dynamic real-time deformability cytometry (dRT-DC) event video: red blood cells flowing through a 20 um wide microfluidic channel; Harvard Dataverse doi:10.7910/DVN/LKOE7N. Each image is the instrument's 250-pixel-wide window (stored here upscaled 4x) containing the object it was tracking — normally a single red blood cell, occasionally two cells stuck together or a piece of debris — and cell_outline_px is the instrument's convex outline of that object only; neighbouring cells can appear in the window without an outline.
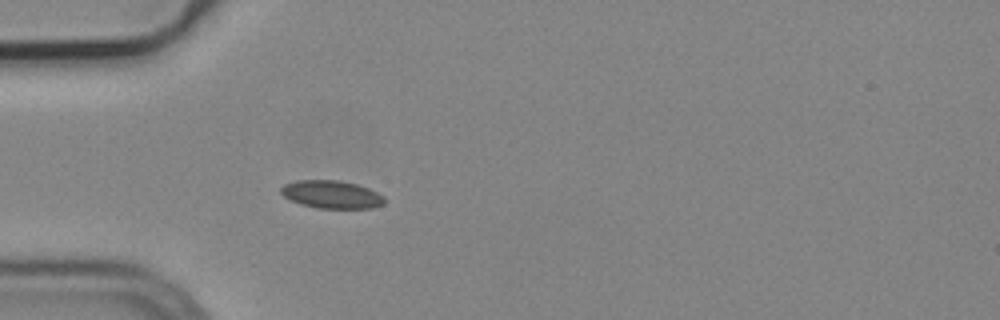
{"species": "common noctule bat (a hibernating species)", "species_latin": "Nyctalus noctula", "temperature_condition": "cold", "stored_images_in_passage": 39, "camera_frame_rate_fps": 3000, "um_per_image_px": 0.085, "animal": {"sex": "male", "body_mass_g": 19.2, "forearm_length_mm": 51.8}, "frame": {"image": 1, "passage_image": 1, "time_ms": 0.0, "image_size_px": [1000, 320], "cell_outline_px": [[384, 204], [372, 208], [316, 208], [300, 204], [284, 196], [280, 192], [280, 188], [284, 184], [296, 180], [336, 180], [356, 184], [368, 188], [384, 196]], "centroid_in_image_um": [28.17, 16.53], "position_along_channel_um": 56.8, "area_um2": 16.76}}
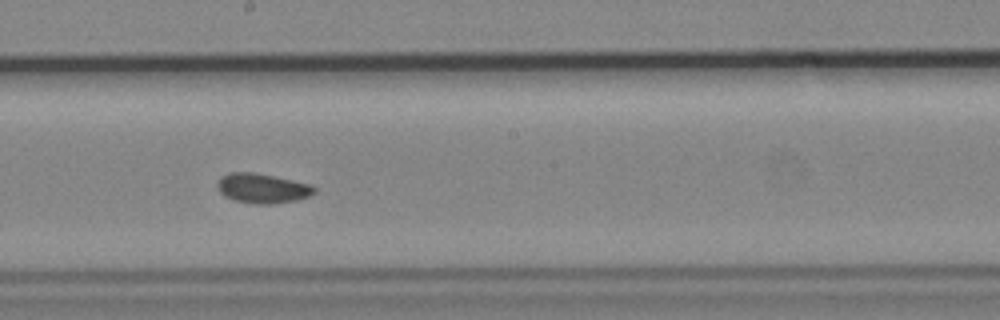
{"frame": {"image": 2, "passage_image": 15, "time_ms": 4.667, "image_size_px": [1000, 320], "cell_outline_px": [[316, 192], [308, 196], [296, 200], [272, 204], [256, 204], [236, 200], [224, 196], [216, 188], [216, 184], [220, 176], [228, 172], [252, 172], [272, 176], [308, 184], [316, 188]], "centroid_in_image_um": [22.24, 16.0], "position_along_channel_um": 226.0, "area_um2": 16.65}}
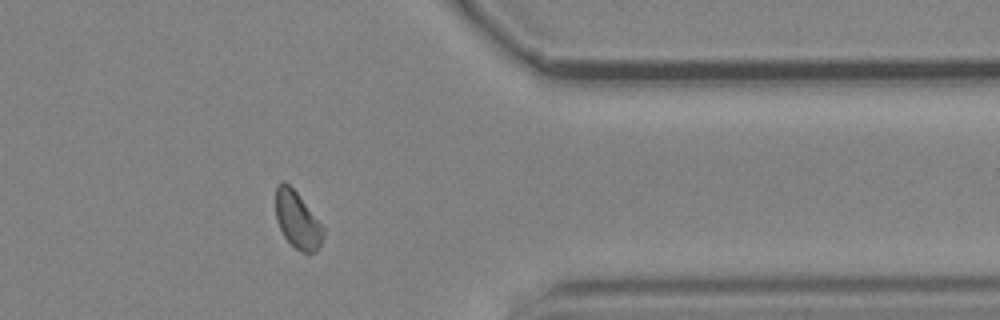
{"frame": {"image": 3, "passage_image": 29, "time_ms": 9.333, "image_size_px": [1000, 320], "cell_outline_px": [[324, 232], [320, 244], [316, 252], [304, 252], [296, 248], [284, 236], [276, 220], [276, 188], [280, 180], [284, 180], [296, 192], [324, 228]], "centroid_in_image_um": [25.26, 18.68], "position_along_channel_um": 386.1, "area_um2": 15.37}}